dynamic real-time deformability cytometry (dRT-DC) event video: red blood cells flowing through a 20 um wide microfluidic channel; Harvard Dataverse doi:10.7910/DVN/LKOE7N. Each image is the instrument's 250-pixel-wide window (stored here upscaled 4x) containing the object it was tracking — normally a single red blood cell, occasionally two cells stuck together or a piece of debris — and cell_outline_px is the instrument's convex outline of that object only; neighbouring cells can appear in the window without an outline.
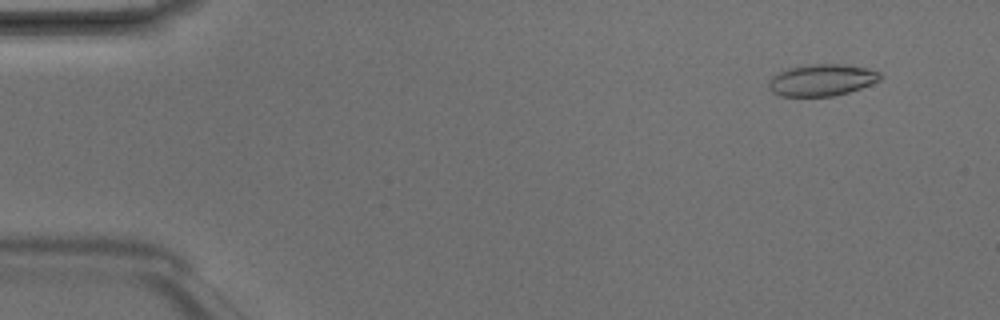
{"species": "Egyptian fruit bat (a non-hibernating species)", "species_latin": "Rousettus aegyptiacus", "temperature_condition": "room temperature", "stored_images_in_passage": 5, "camera_frame_rate_fps": 3000, "um_per_image_px": 0.085, "animal": {"sex": "male"}, "frame": {"image": 1, "passage_image": 2, "time_ms": 0.333, "image_size_px": [1000, 320], "cell_outline_px": [[880, 80], [860, 88], [848, 92], [832, 96], [780, 96], [772, 92], [768, 88], [768, 84], [772, 76], [788, 68], [808, 64], [844, 64], [868, 68], [880, 72]], "centroid_in_image_um": [69.83, 6.8], "position_along_channel_um": 15.2, "area_um2": 20.58}}
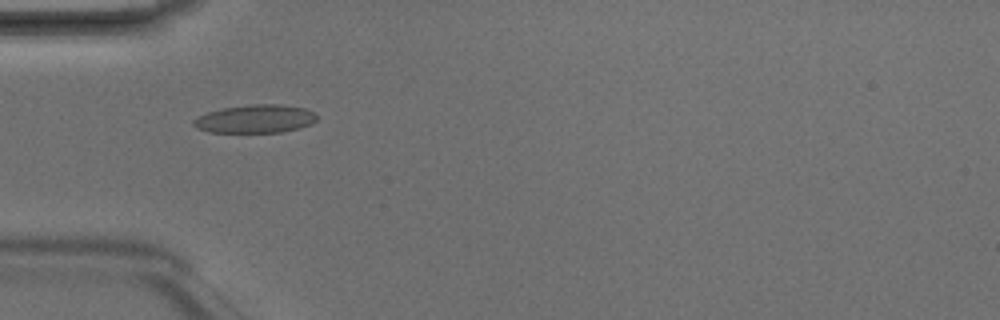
{"frame": {"image": 2, "passage_image": 5, "time_ms": 1.333, "image_size_px": [1000, 320], "cell_outline_px": [[316, 120], [312, 124], [300, 128], [280, 132], [208, 132], [196, 128], [192, 124], [192, 120], [208, 112], [220, 108], [252, 104], [280, 104], [304, 108], [316, 112]], "centroid_in_image_um": [21.71, 10.1], "position_along_channel_um": 63.3, "area_um2": 20.4}}